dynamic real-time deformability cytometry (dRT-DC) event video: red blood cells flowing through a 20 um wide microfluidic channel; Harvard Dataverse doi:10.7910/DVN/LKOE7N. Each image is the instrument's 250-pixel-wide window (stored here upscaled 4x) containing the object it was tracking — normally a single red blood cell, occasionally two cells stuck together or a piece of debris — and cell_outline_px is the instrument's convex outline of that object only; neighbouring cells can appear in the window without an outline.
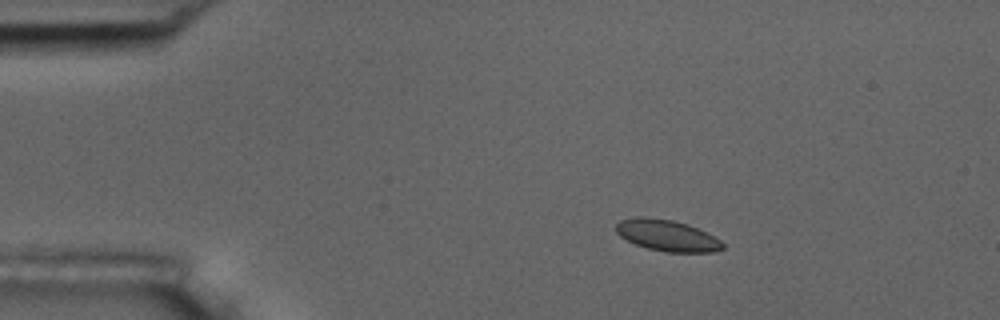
{"species": "common noctule bat (a hibernating species)", "species_latin": "Nyctalus noctula", "temperature_condition": "room temperature", "stored_images_in_passage": 10, "camera_frame_rate_fps": 3000, "um_per_image_px": 0.085, "animal": {"sex": "male", "body_mass_g": 17.5, "forearm_length_mm": 52.3}, "frame": {"image": 1, "passage_image": 2, "time_ms": 1.0, "image_size_px": [1000, 320], "cell_outline_px": [[724, 248], [716, 252], [664, 252], [648, 248], [636, 244], [620, 236], [616, 232], [616, 224], [620, 220], [636, 216], [648, 216], [672, 220], [688, 224], [720, 240], [724, 244]], "centroid_in_image_um": [56.68, 20.01], "position_along_channel_um": 28.3, "area_um2": 19.42}}
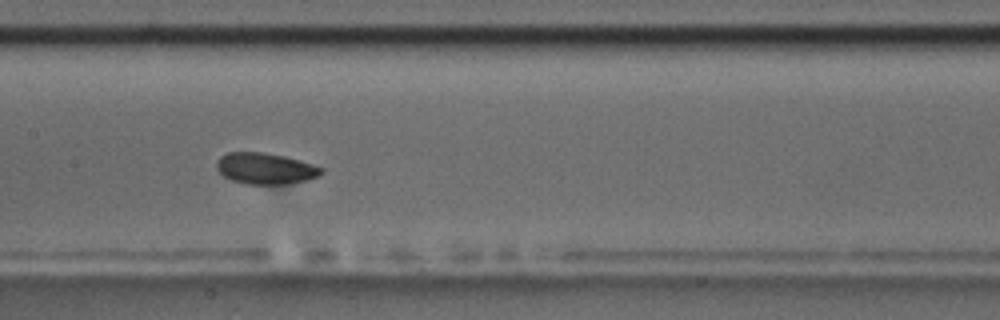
{"frame": {"image": 2, "passage_image": 7, "time_ms": 7.0, "image_size_px": [1000, 320], "cell_outline_px": [[324, 172], [320, 176], [308, 180], [288, 184], [244, 184], [232, 180], [224, 176], [216, 168], [216, 160], [220, 156], [228, 152], [264, 152], [284, 156], [300, 160], [324, 168]], "centroid_in_image_um": [22.57, 14.32], "position_along_channel_um": 184.8, "area_um2": 19.31}}
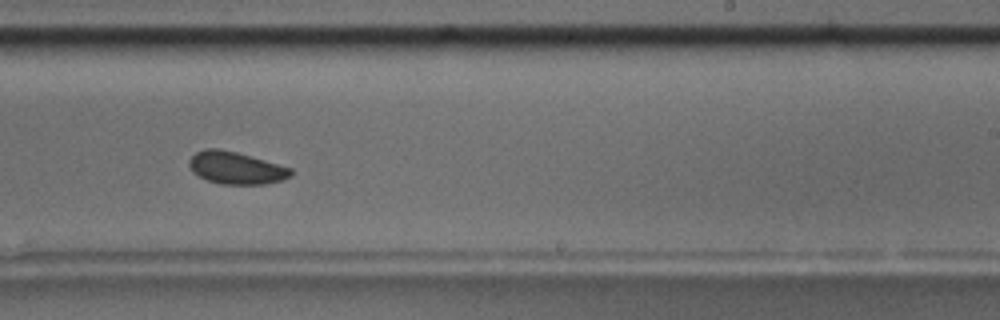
{"frame": {"image": 3, "passage_image": 9, "time_ms": 9.333, "image_size_px": [1000, 320], "cell_outline_px": [[292, 176], [280, 180], [264, 184], [220, 184], [208, 180], [192, 172], [188, 164], [188, 160], [196, 152], [204, 148], [216, 148], [236, 152], [292, 168]], "centroid_in_image_um": [20.03, 14.27], "position_along_channel_um": 269.0, "area_um2": 19.02}}